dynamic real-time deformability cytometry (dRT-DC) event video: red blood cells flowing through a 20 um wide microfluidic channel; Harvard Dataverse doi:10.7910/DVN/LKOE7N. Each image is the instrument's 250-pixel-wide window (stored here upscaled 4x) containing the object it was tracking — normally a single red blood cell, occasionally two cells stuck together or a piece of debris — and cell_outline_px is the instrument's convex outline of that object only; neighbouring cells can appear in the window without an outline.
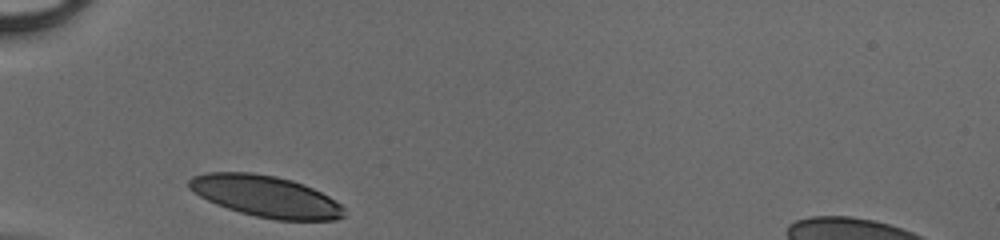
{"species": "human", "species_latin": "Homo sapiens", "temperature_condition": "cold", "stored_images_in_passage": 25, "camera_frame_rate_fps": 3000, "um_per_image_px": 0.085, "donor": {"sex": "male"}, "frame": {"image": 1, "passage_image": 1, "time_ms": 0.0, "image_size_px": [1000, 240], "cell_outline_px": [[344, 216], [336, 220], [276, 220], [256, 216], [240, 212], [216, 204], [200, 196], [188, 188], [188, 180], [192, 176], [204, 172], [252, 172], [276, 176], [292, 180], [304, 184], [328, 196], [340, 204], [344, 208]], "centroid_in_image_um": [22.57, 16.67], "position_along_channel_um": 62.4, "area_um2": 37.4}}
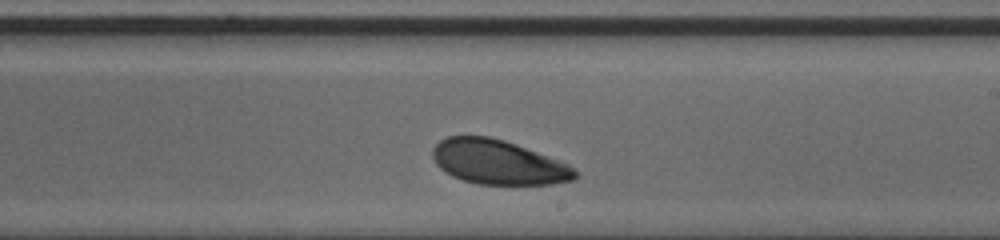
{"frame": {"image": 2, "passage_image": 15, "time_ms": 4.667, "image_size_px": [1000, 240], "cell_outline_px": [[580, 176], [572, 180], [552, 184], [480, 184], [464, 180], [452, 176], [440, 168], [436, 164], [432, 156], [432, 148], [440, 140], [448, 136], [488, 136], [504, 140], [516, 144], [568, 164]], "centroid_in_image_um": [42.32, 13.78], "position_along_channel_um": 246.7, "area_um2": 36.65}}
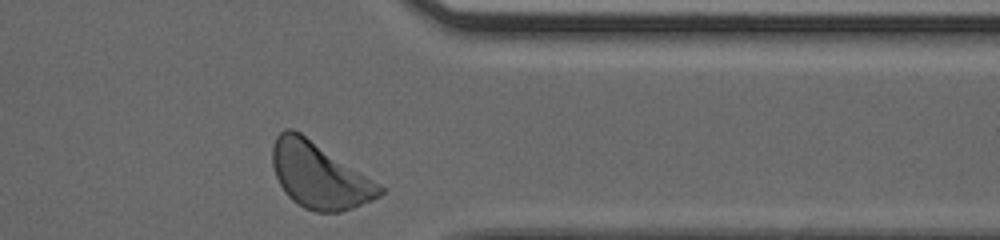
{"frame": {"image": 3, "passage_image": 25, "time_ms": 8.0, "image_size_px": [1000, 240], "cell_outline_px": [[384, 192], [380, 196], [372, 200], [352, 208], [340, 212], [316, 212], [304, 208], [292, 200], [284, 192], [276, 176], [272, 164], [272, 144], [276, 136], [284, 128], [292, 128], [300, 132], [380, 184], [384, 188]], "centroid_in_image_um": [27.11, 14.91], "position_along_channel_um": 384.3, "area_um2": 40.98}}